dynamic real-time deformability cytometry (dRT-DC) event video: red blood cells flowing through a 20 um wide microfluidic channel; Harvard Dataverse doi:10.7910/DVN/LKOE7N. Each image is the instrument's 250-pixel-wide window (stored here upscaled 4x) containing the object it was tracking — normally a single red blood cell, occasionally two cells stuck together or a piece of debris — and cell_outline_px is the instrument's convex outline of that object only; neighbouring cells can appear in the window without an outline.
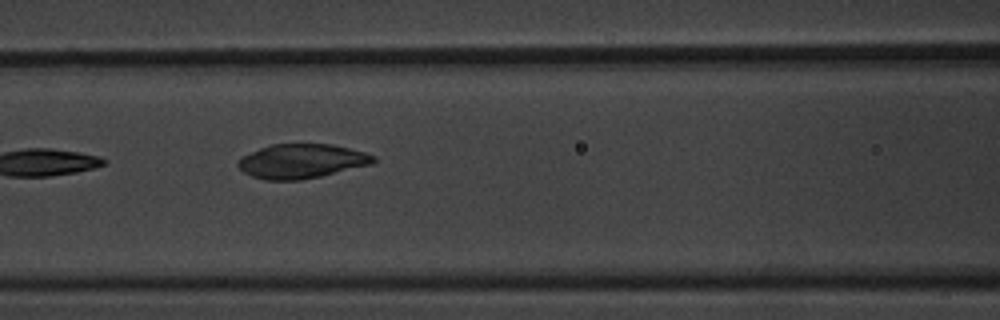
{"species": "common noctule bat (a hibernating species)", "species_latin": "Nyctalus noctula", "temperature_condition": "warm", "stored_images_in_passage": 5, "camera_frame_rate_fps": 3000, "um_per_image_px": 0.085, "animal": {"sex": "male", "body_mass_g": 20.1, "forearm_length_mm": 53.5}, "frame": {"image": 1, "passage_image": 5, "time_ms": 1.333, "image_size_px": [1000, 320], "cell_outline_px": [[376, 160], [372, 164], [320, 176], [300, 180], [264, 180], [252, 176], [244, 172], [236, 164], [244, 156], [260, 148], [272, 144], [332, 144], [364, 152], [376, 156]], "centroid_in_image_um": [25.65, 13.7], "position_along_channel_um": 140.9, "area_um2": 26.82}}